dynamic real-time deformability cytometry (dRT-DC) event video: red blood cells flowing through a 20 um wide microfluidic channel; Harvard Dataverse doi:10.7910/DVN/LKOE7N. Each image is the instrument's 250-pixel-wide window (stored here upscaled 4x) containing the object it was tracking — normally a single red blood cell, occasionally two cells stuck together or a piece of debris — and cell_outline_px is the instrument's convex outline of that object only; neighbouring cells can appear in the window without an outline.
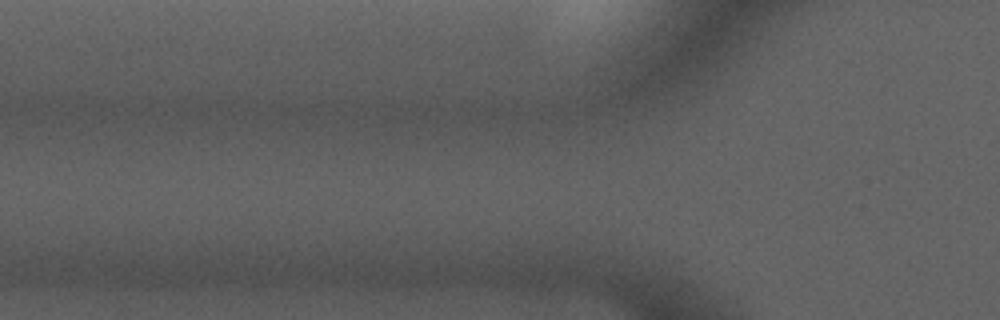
{"species": "common noctule bat (a hibernating species)", "species_latin": "Nyctalus noctula", "temperature_condition": "cold", "stored_images_in_passage": 3, "camera_frame_rate_fps": 3000, "um_per_image_px": 0.085, "animal": {"sex": "male", "forearm_length_mm": 52.5}, "frame": {"image": 1, "passage_image": 2, "time_ms": 1.333, "image_size_px": [1000, 320], "cell_outline_px": [[580, 108], [572, 112], [544, 116], [508, 120], [444, 124], [384, 124], [368, 108], [380, 104], [404, 100], [576, 104]], "centroid_in_image_um": [39.33, 9.48], "position_along_channel_um": 86.5, "area_um2": 26.99}}